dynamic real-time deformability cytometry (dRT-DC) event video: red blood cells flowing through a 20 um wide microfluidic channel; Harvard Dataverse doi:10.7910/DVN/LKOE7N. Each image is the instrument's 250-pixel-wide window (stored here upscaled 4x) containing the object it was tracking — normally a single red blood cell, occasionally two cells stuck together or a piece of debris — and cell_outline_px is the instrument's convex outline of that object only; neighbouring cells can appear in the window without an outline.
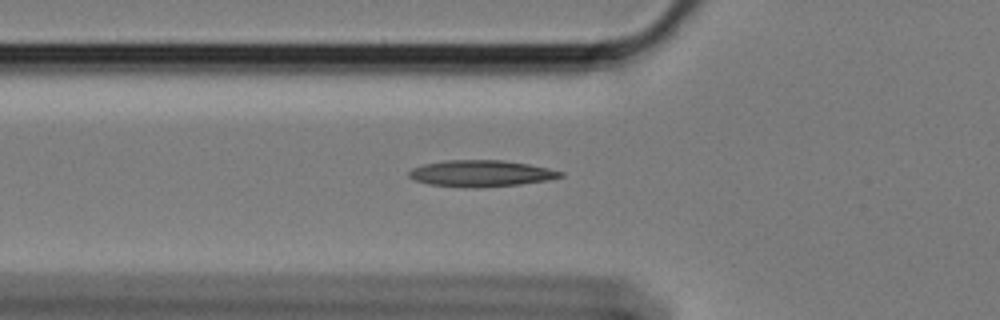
{"species": "Egyptian fruit bat (a non-hibernating species)", "species_latin": "Rousettus aegyptiacus", "temperature_condition": "cold", "stored_images_in_passage": 28, "camera_frame_rate_fps": 3000, "um_per_image_px": 0.085, "animal": {"sex": "female"}, "frame": {"image": 1, "passage_image": 2, "time_ms": 0.333, "image_size_px": [1000, 320], "cell_outline_px": [[564, 176], [548, 180], [520, 184], [480, 188], [464, 188], [428, 184], [416, 180], [408, 176], [408, 172], [412, 168], [424, 164], [444, 160], [504, 160], [528, 164], [548, 168], [564, 172]], "centroid_in_image_um": [40.88, 14.75], "position_along_channel_um": 84.9, "area_um2": 23.52}}
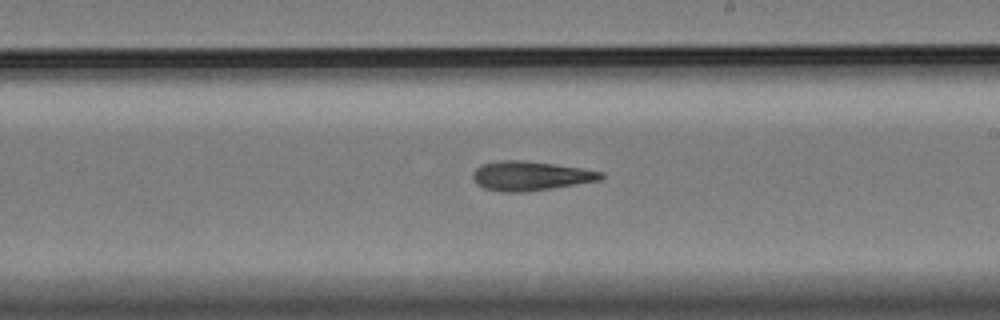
{"frame": {"image": 2, "passage_image": 16, "time_ms": 5.0, "image_size_px": [1000, 320], "cell_outline_px": [[604, 176], [600, 180], [552, 188], [524, 192], [500, 192], [484, 188], [476, 184], [472, 176], [472, 172], [480, 164], [496, 160], [524, 160], [580, 168], [604, 172]], "centroid_in_image_um": [45.02, 14.95], "position_along_channel_um": 244.0, "area_um2": 21.96}}
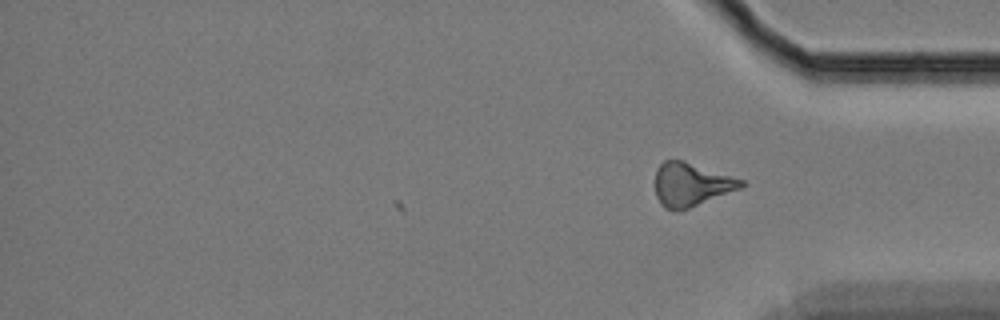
{"frame": {"image": 3, "passage_image": 28, "time_ms": 9.0, "image_size_px": [1000, 320], "cell_outline_px": [[744, 184], [740, 188], [688, 208], [664, 208], [660, 204], [656, 196], [656, 168], [664, 160], [684, 160], [744, 180]], "centroid_in_image_um": [58.72, 15.64], "position_along_channel_um": 376.5, "area_um2": 21.27}}